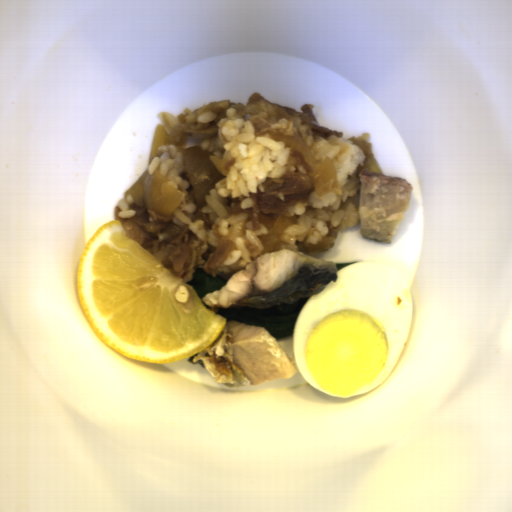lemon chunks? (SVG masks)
I'll return each mask as SVG.
<instances>
[{
	"mask_svg": "<svg viewBox=\"0 0 512 512\" xmlns=\"http://www.w3.org/2000/svg\"><path fill=\"white\" fill-rule=\"evenodd\" d=\"M80 311L90 330L114 352L163 364L203 352L226 320L134 238L120 220L88 240L76 280Z\"/></svg>",
	"mask_w": 512,
	"mask_h": 512,
	"instance_id": "e0be4373",
	"label": "lemon chunks"
}]
</instances>
